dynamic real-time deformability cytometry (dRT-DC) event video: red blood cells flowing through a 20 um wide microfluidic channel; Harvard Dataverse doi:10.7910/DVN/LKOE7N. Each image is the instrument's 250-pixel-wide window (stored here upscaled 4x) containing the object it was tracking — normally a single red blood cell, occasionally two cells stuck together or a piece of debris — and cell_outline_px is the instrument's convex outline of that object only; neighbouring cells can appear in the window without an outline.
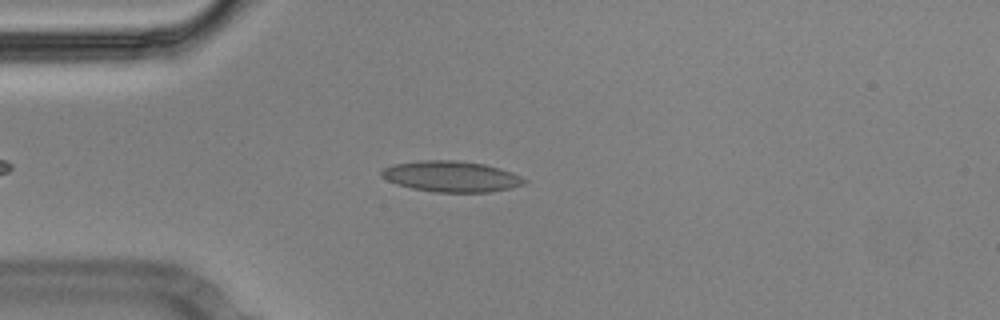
{"species": "Egyptian fruit bat (a non-hibernating species)", "species_latin": "Rousettus aegyptiacus", "temperature_condition": "cold", "stored_images_in_passage": 41, "camera_frame_rate_fps": 3000, "um_per_image_px": 0.085, "animal": {"sex": "male"}, "frame": {"image": 1, "passage_image": 9, "time_ms": 2.667, "image_size_px": [1000, 320], "cell_outline_px": [[528, 180], [524, 184], [512, 188], [488, 192], [432, 192], [412, 188], [396, 184], [380, 176], [380, 172], [384, 168], [392, 164], [420, 160], [456, 160], [484, 164], [512, 172]], "centroid_in_image_um": [38.34, 15.0], "position_along_channel_um": 46.7, "area_um2": 25.78}}
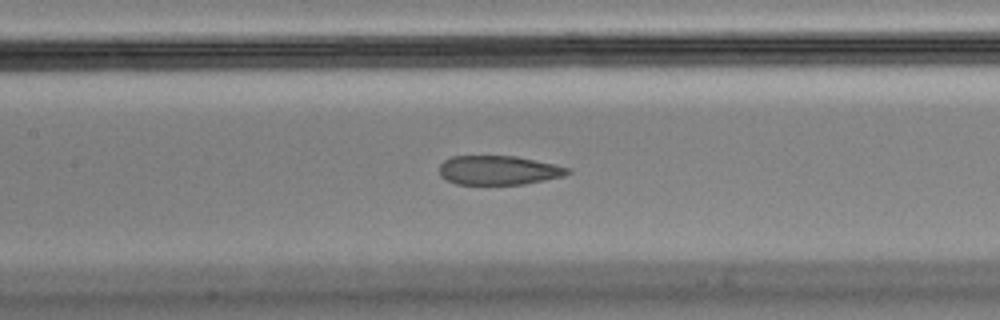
{"frame": {"image": 2, "passage_image": 20, "time_ms": 6.333, "image_size_px": [1000, 320], "cell_outline_px": [[572, 172], [564, 176], [524, 184], [456, 184], [440, 176], [440, 164], [444, 160], [452, 156], [516, 156], [552, 164], [568, 168]], "centroid_in_image_um": [42.36, 14.47], "position_along_channel_um": 165.0, "area_um2": 21.62}}
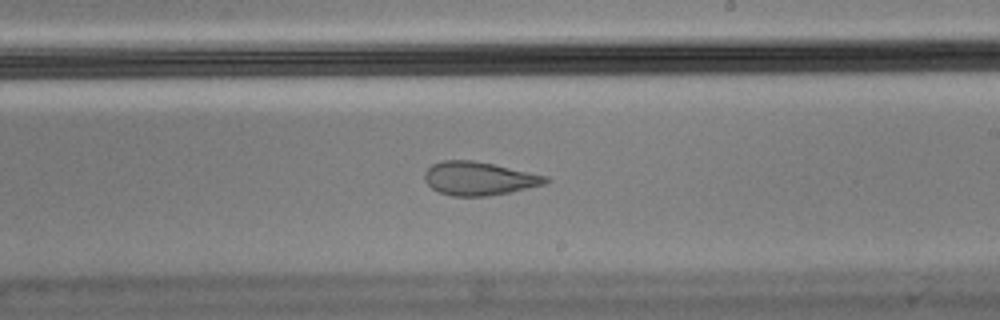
{"frame": {"image": 3, "passage_image": 27, "time_ms": 8.667, "image_size_px": [1000, 320], "cell_outline_px": [[548, 180], [544, 184], [508, 192], [488, 196], [452, 196], [440, 192], [432, 188], [424, 180], [424, 172], [432, 164], [444, 160], [472, 160], [492, 164], [548, 176]], "centroid_in_image_um": [40.66, 15.17], "position_along_channel_um": 248.3, "area_um2": 23.29}, "authors_computed_cell_mechanics": {"area_um2": 24.0448, "velocity_mm_per_s": 3.5792, "shape_relaxation_time_tau1_ms": null, "shape_relaxation_time_tau2_ms": 1.821, "deformation_change_tau1": null, "deformation_change_tau2": 0.0789}}